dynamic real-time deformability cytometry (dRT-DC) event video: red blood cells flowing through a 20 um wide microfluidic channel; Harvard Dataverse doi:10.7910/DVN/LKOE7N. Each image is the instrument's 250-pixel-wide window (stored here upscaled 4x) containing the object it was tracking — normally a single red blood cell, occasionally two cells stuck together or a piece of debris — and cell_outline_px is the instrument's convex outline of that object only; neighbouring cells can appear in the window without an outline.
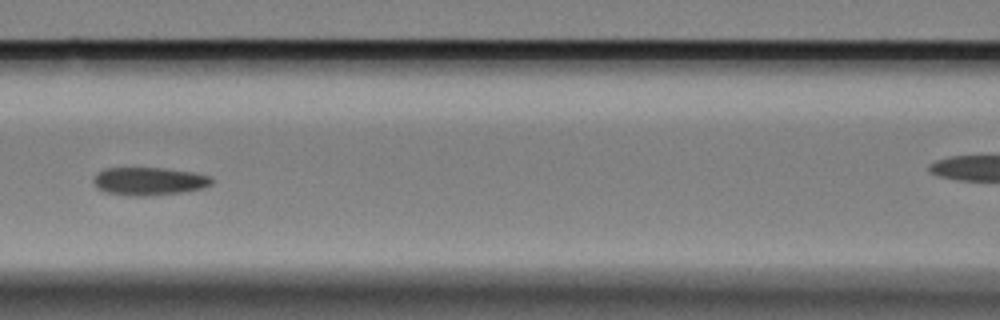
{"species": "Egyptian fruit bat (a non-hibernating species)", "species_latin": "Rousettus aegyptiacus", "temperature_condition": "cold", "stored_images_in_passage": 9, "camera_frame_rate_fps": 3000, "um_per_image_px": 0.085, "animal": {"sex": "female"}, "frame": {"image": 1, "passage_image": 6, "time_ms": 1.667, "image_size_px": [1000, 320], "cell_outline_px": [[212, 184], [204, 188], [180, 192], [148, 196], [132, 196], [104, 192], [96, 188], [92, 180], [96, 172], [104, 168], [164, 168], [192, 172], [208, 176], [212, 180]], "centroid_in_image_um": [12.6, 15.4], "position_along_channel_um": 154.0, "area_um2": 19.36}}
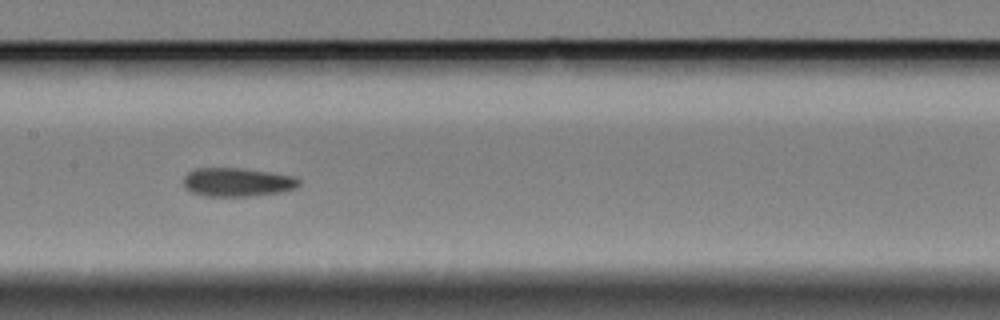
{"frame": {"image": 2, "passage_image": 7, "time_ms": 2.0, "image_size_px": [1000, 320], "cell_outline_px": [[300, 184], [296, 188], [280, 192], [248, 196], [204, 196], [192, 192], [184, 184], [184, 176], [188, 172], [196, 168], [244, 168], [272, 172], [296, 176], [300, 180]], "centroid_in_image_um": [20.21, 15.47], "position_along_channel_um": 187.2, "area_um2": 19.36}}
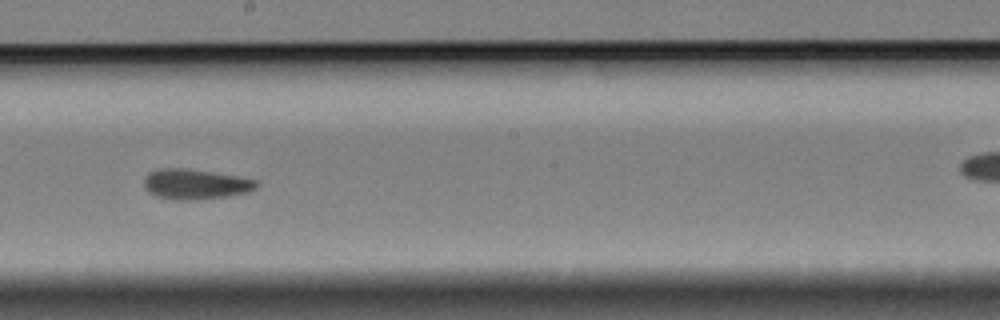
{"frame": {"image": 3, "passage_image": 8, "time_ms": 2.333, "image_size_px": [1000, 320], "cell_outline_px": [[260, 184], [256, 188], [248, 192], [204, 200], [176, 200], [156, 196], [148, 192], [144, 188], [144, 176], [148, 172], [168, 168], [180, 168], [236, 176], [256, 180]], "centroid_in_image_um": [16.59, 15.68], "position_along_channel_um": 231.6, "area_um2": 19.71}}